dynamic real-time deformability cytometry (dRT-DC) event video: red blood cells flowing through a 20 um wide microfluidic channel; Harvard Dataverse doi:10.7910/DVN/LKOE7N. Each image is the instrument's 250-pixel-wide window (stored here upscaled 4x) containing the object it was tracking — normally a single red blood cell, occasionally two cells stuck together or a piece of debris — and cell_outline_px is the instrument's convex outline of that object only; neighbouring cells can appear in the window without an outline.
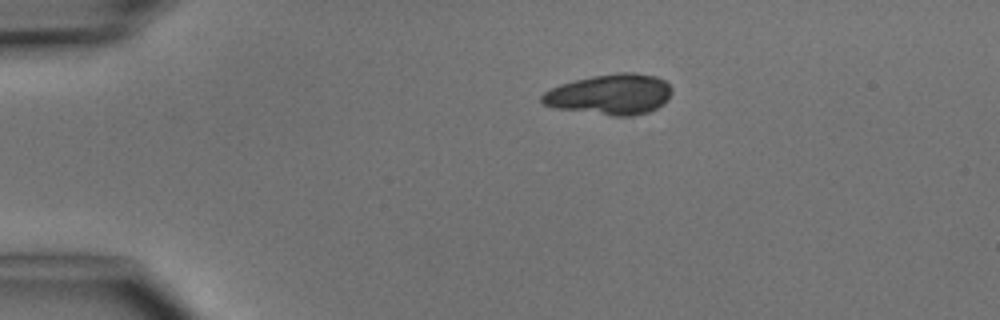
{"species": "common noctule bat (a hibernating species)", "species_latin": "Nyctalus noctula", "temperature_condition": "cold", "stored_images_in_passage": 2, "camera_frame_rate_fps": 3000, "um_per_image_px": 0.085, "animal": {"sex": "male", "body_mass_g": 15.6}, "frame": {"image": 1, "passage_image": 1, "time_ms": 0.0, "image_size_px": [1000, 320], "cell_outline_px": [[672, 92], [668, 100], [664, 104], [648, 112], [632, 116], [612, 116], [556, 108], [544, 104], [540, 100], [540, 96], [544, 92], [560, 84], [592, 76], [620, 72], [632, 72], [656, 76], [664, 80], [672, 88]], "centroid_in_image_um": [51.88, 8.02], "position_along_channel_um": 33.1, "area_um2": 30.81}}